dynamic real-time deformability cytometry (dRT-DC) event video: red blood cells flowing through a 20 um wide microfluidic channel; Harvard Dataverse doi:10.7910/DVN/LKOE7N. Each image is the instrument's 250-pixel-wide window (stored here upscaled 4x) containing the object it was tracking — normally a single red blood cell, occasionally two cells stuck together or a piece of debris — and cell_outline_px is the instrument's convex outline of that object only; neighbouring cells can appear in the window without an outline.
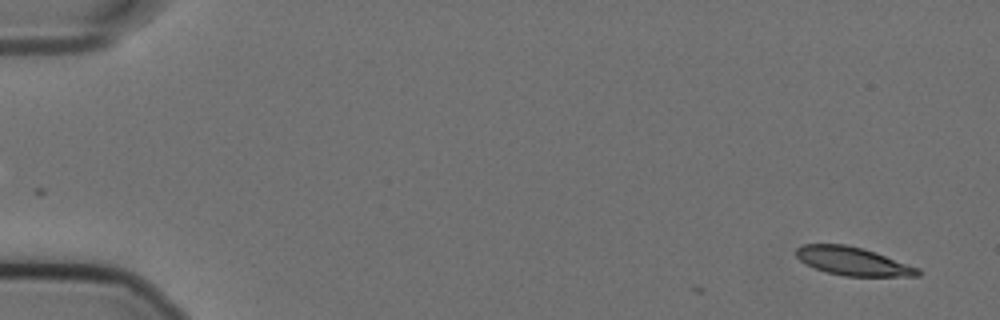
{"species": "Egyptian fruit bat (a non-hibernating species)", "species_latin": "Rousettus aegyptiacus", "temperature_condition": "cold", "stored_images_in_passage": 2, "camera_frame_rate_fps": 3000, "um_per_image_px": 0.085, "animal": {"sex": "female"}, "frame": {"image": 1, "passage_image": 2, "time_ms": 0.333, "image_size_px": [1000, 320], "cell_outline_px": [[920, 276], [844, 276], [828, 272], [804, 264], [796, 256], [796, 248], [804, 244], [844, 244], [876, 252], [920, 268]], "centroid_in_image_um": [72.5, 22.2], "position_along_channel_um": 12.5, "area_um2": 20.0}}